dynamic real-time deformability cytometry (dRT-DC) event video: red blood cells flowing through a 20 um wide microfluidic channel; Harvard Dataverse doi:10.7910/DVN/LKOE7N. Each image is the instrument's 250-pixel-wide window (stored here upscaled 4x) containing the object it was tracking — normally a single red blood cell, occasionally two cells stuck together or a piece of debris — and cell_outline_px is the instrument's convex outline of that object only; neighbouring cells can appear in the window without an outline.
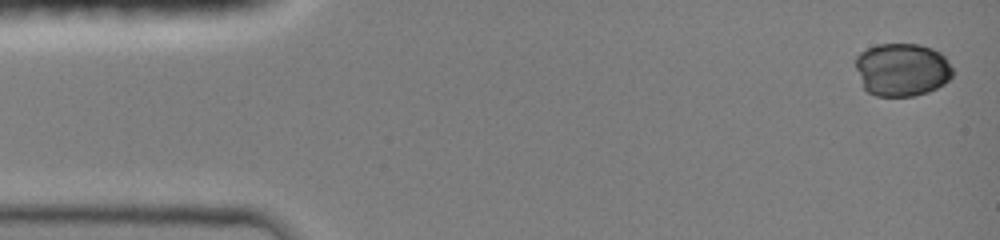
{"species": "common noctule bat (a hibernating species)", "species_latin": "Nyctalus noctula", "temperature_condition": "room temperature", "stored_images_in_passage": 11, "camera_frame_rate_fps": 3000, "um_per_image_px": 0.085, "animal": {"sex": "female", "body_mass_g": 19.0, "forearm_length_mm": 51.5}, "frame": {"image": 1, "passage_image": 1, "time_ms": 0.0, "image_size_px": [1000, 240], "cell_outline_px": [[952, 76], [944, 84], [928, 92], [912, 96], [876, 96], [868, 92], [864, 88], [856, 68], [856, 56], [860, 52], [876, 44], [920, 44], [932, 48], [940, 52], [944, 56], [952, 68]], "centroid_in_image_um": [76.67, 5.91], "position_along_channel_um": 8.3, "area_um2": 30.06}}
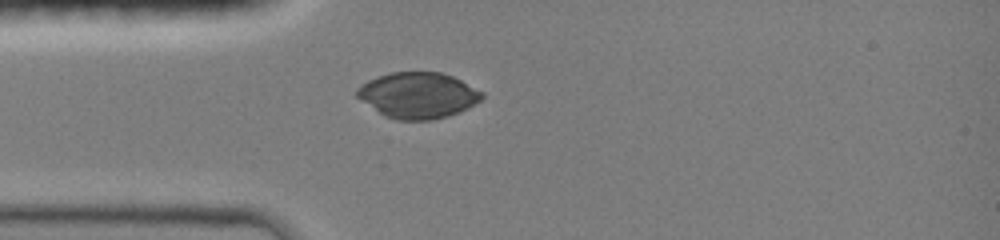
{"frame": {"image": 2, "passage_image": 7, "time_ms": 3.667, "image_size_px": [1000, 240], "cell_outline_px": [[484, 96], [480, 100], [460, 112], [448, 116], [432, 120], [396, 120], [384, 116], [356, 96], [356, 88], [368, 80], [392, 72], [440, 72], [452, 76], [484, 92]], "centroid_in_image_um": [35.53, 8.1], "position_along_channel_um": 49.5, "area_um2": 33.29}}
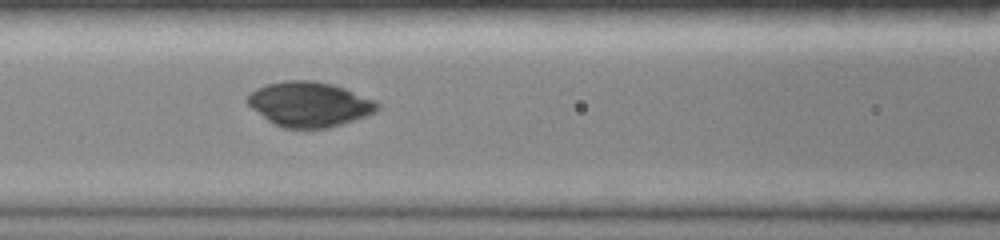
{"frame": {"image": 3, "passage_image": 11, "time_ms": 6.0, "image_size_px": [1000, 240], "cell_outline_px": [[380, 108], [376, 112], [328, 128], [284, 128], [268, 120], [252, 108], [244, 100], [256, 88], [268, 84], [284, 80], [312, 80], [332, 84], [344, 88], [376, 100], [380, 104]], "centroid_in_image_um": [26.3, 8.85], "position_along_channel_um": 140.3, "area_um2": 33.76}}